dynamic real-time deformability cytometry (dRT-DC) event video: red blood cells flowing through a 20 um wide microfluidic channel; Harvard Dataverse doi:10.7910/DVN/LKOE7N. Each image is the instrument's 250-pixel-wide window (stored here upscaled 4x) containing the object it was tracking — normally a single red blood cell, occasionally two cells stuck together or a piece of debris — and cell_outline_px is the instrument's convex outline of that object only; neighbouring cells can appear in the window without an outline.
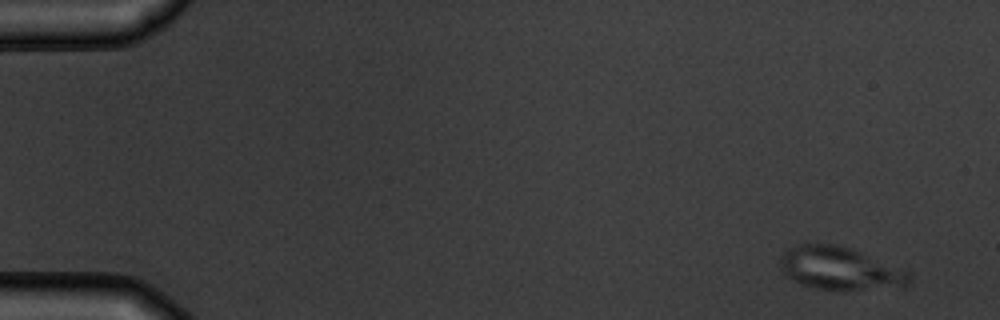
{"species": "common noctule bat (a hibernating species)", "species_latin": "Nyctalus noctula", "temperature_condition": "warm", "stored_images_in_passage": 6, "camera_frame_rate_fps": 3000, "um_per_image_px": 0.085, "animal": {"sex": "male", "body_mass_g": 19.5, "forearm_length_mm": 54.6}, "frame": {"image": 1, "passage_image": 1, "time_ms": 0.0, "image_size_px": [1000, 320], "cell_outline_px": [[912, 280], [904, 288], [840, 292], [836, 292], [816, 288], [800, 284], [784, 276], [780, 268], [780, 256], [788, 248], [796, 244], [808, 240], [836, 244], [852, 248], [908, 272], [912, 276]], "centroid_in_image_um": [71.36, 22.83], "position_along_channel_um": 13.6, "area_um2": 33.87}}